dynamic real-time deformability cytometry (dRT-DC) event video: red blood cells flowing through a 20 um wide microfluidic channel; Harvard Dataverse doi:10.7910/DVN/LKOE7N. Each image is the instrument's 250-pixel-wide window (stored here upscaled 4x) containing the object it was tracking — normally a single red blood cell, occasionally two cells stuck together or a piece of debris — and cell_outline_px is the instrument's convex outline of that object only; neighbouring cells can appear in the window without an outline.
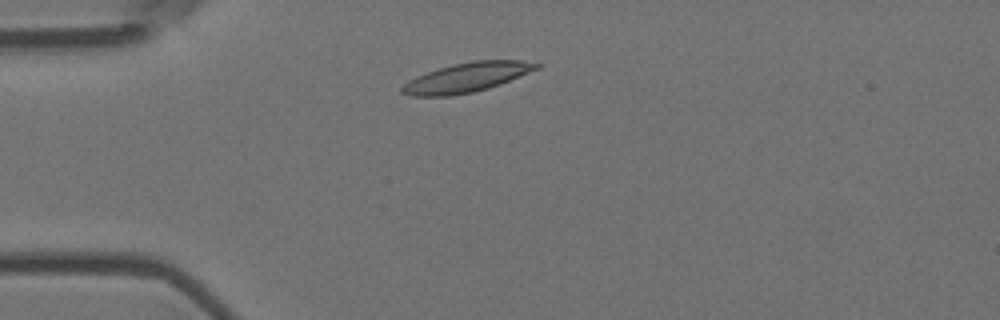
{"species": "Egyptian fruit bat (a non-hibernating species)", "species_latin": "Rousettus aegyptiacus", "temperature_condition": "room temperature", "stored_images_in_passage": 9, "camera_frame_rate_fps": 3000, "um_per_image_px": 0.085, "animal": {"sex": "female"}, "frame": {"image": 1, "passage_image": 2, "time_ms": 0.333, "image_size_px": [1000, 320], "cell_outline_px": [[544, 64], [540, 68], [500, 84], [488, 88], [472, 92], [448, 96], [412, 96], [400, 92], [400, 88], [408, 80], [416, 76], [452, 64], [472, 60], [520, 60]], "centroid_in_image_um": [39.69, 6.57], "position_along_channel_um": 45.3, "area_um2": 23.06}}
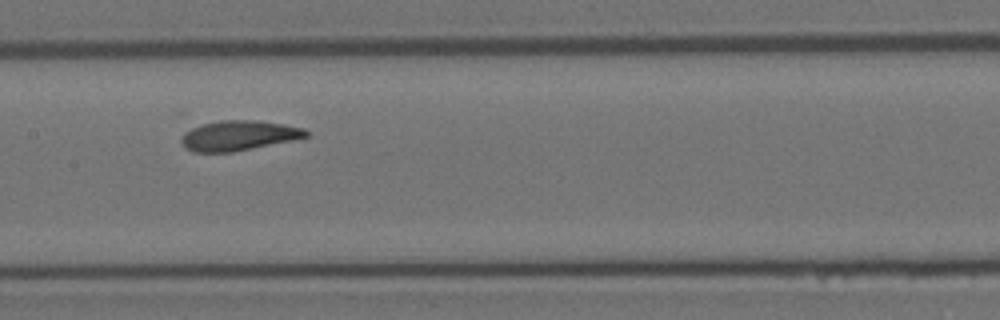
{"frame": {"image": 2, "passage_image": 6, "time_ms": 1.667, "image_size_px": [1000, 320], "cell_outline_px": [[308, 136], [292, 140], [232, 152], [192, 152], [184, 148], [180, 140], [192, 128], [204, 124], [220, 120], [256, 120], [284, 124], [304, 128], [308, 132]], "centroid_in_image_um": [20.29, 11.52], "position_along_channel_um": 187.1, "area_um2": 21.5}}
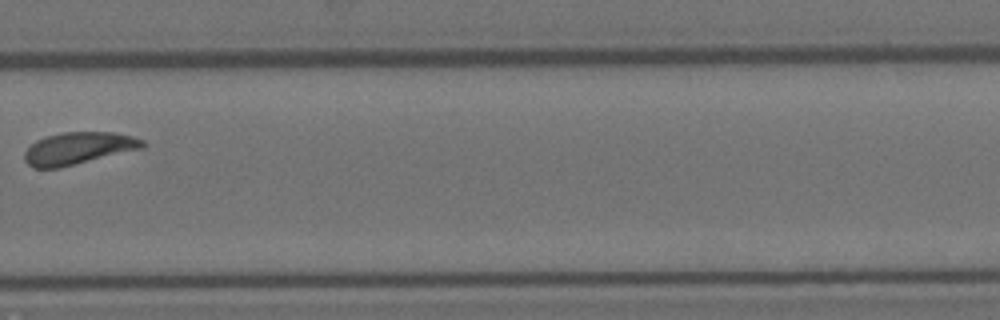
{"frame": {"image": 3, "passage_image": 9, "time_ms": 2.667, "image_size_px": [1000, 320], "cell_outline_px": [[144, 148], [60, 168], [32, 168], [24, 160], [24, 152], [36, 140], [48, 136], [64, 132], [116, 132], [132, 136], [144, 140]], "centroid_in_image_um": [6.67, 12.61], "position_along_channel_um": 323.1, "area_um2": 22.2}}